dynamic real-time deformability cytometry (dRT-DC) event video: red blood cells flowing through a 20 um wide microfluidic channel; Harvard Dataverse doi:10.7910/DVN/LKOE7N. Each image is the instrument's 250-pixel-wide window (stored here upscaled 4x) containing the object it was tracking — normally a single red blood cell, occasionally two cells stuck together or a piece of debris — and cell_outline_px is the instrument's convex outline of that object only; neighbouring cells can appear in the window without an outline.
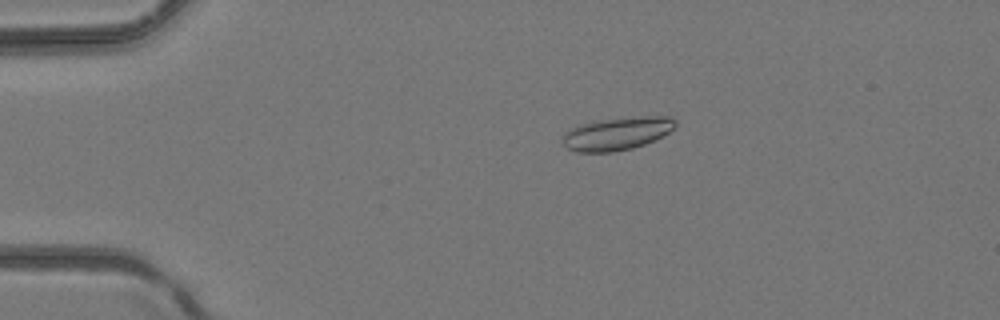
{"species": "common noctule bat (a hibernating species)", "species_latin": "Nyctalus noctula", "temperature_condition": "room temperature", "stored_images_in_passage": 42, "camera_frame_rate_fps": 3000, "um_per_image_px": 0.085, "animal": {"sex": "female", "body_mass_g": 24.6, "forearm_length_mm": 56.2}, "frame": {"image": 1, "passage_image": 10, "time_ms": 3.0, "image_size_px": [1000, 320], "cell_outline_px": [[676, 124], [668, 132], [644, 144], [632, 148], [612, 152], [576, 152], [568, 148], [564, 144], [560, 136], [564, 132], [580, 124], [600, 120], [644, 116], [672, 116], [676, 120]], "centroid_in_image_um": [52.4, 11.35], "position_along_channel_um": 32.6, "area_um2": 21.44}}
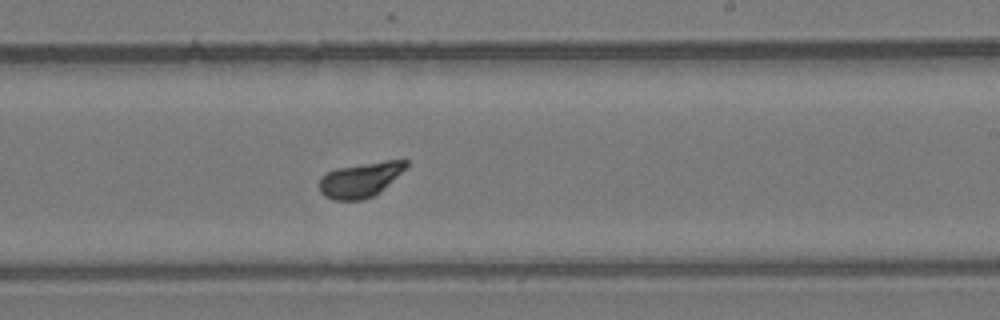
{"frame": {"image": 2, "passage_image": 27, "time_ms": 8.667, "image_size_px": [1000, 320], "cell_outline_px": [[408, 164], [396, 176], [372, 196], [360, 200], [332, 200], [324, 196], [320, 192], [320, 176], [336, 168], [384, 160], [408, 160]], "centroid_in_image_um": [30.56, 15.27], "position_along_channel_um": 258.4, "area_um2": 17.17}}
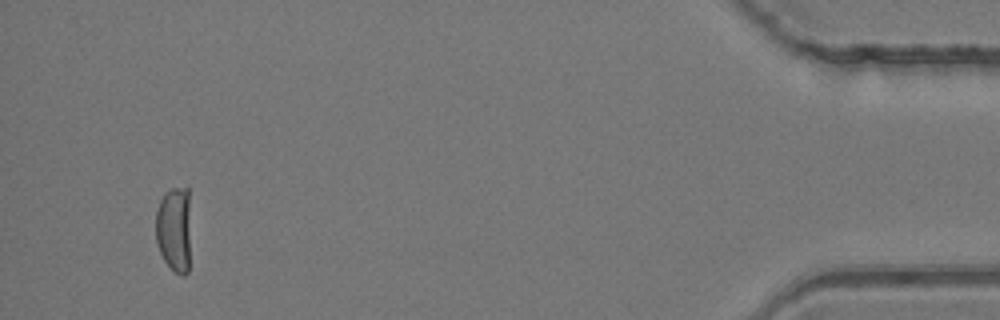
{"frame": {"image": 3, "passage_image": 42, "time_ms": 13.667, "image_size_px": [1000, 320], "cell_outline_px": [[188, 272], [184, 276], [176, 272], [164, 260], [160, 252], [156, 240], [156, 212], [160, 200], [164, 192], [172, 188], [188, 188]], "centroid_in_image_um": [14.77, 19.45], "position_along_channel_um": 420.4, "area_um2": 16.99}}